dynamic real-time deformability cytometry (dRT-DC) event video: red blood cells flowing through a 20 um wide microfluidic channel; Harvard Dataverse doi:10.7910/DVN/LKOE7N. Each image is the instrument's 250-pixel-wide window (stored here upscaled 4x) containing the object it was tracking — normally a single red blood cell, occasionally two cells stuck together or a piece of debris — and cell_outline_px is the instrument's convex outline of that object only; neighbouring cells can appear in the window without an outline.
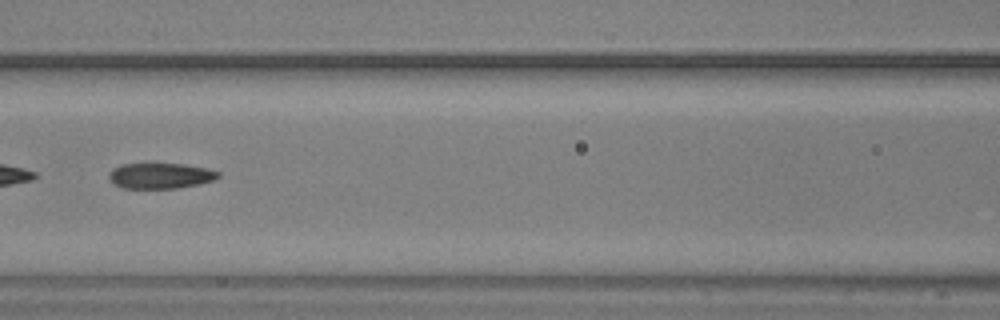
{"species": "common noctule bat (a hibernating species)", "species_latin": "Nyctalus noctula", "temperature_condition": "warm", "stored_images_in_passage": 49, "segment_of_instrument_passage": [2, 2], "camera_frame_rate_fps": 3000, "um_per_image_px": 0.085, "animal": {"sex": "male", "body_mass_g": 20.5, "forearm_length_mm": 52.5}, "frame": {"image": 1, "passage_image": 23, "time_ms": 7.333, "image_size_px": [1000, 320], "cell_outline_px": [[220, 176], [216, 180], [200, 184], [176, 188], [124, 188], [116, 184], [108, 176], [112, 168], [120, 164], [184, 164], [204, 168], [220, 172]], "centroid_in_image_um": [13.67, 14.94], "position_along_channel_um": 152.9, "area_um2": 16.18}}
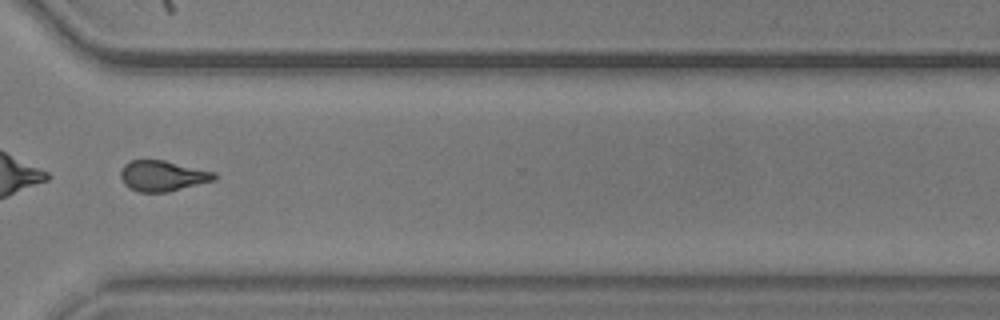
{"frame": {"image": 2, "passage_image": 40, "time_ms": 13.0, "image_size_px": [1000, 320], "cell_outline_px": [[216, 180], [168, 192], [136, 192], [128, 188], [124, 184], [120, 176], [120, 172], [124, 164], [128, 160], [164, 160], [216, 172]], "centroid_in_image_um": [13.8, 14.95], "position_along_channel_um": 356.8, "area_um2": 16.94}}